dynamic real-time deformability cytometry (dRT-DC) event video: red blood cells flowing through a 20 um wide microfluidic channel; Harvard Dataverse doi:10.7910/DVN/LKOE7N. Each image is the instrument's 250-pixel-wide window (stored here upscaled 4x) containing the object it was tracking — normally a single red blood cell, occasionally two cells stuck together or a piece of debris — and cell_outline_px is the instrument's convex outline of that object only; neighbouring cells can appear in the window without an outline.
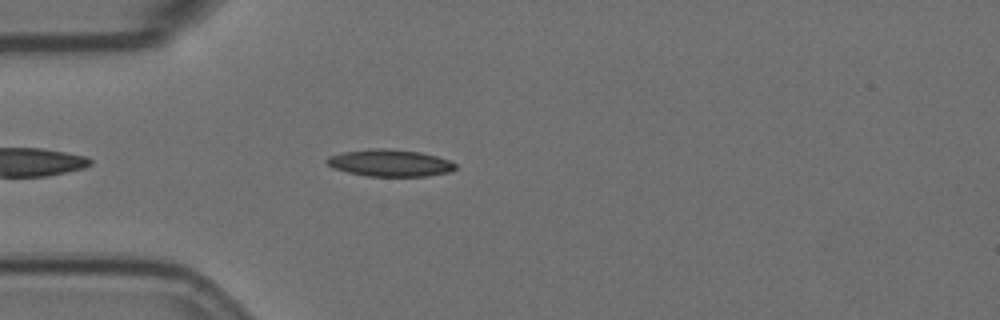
{"species": "Egyptian fruit bat (a non-hibernating species)", "species_latin": "Rousettus aegyptiacus", "temperature_condition": "room temperature", "stored_images_in_passage": 45, "camera_frame_rate_fps": 3000, "um_per_image_px": 0.085, "animal": {"sex": "female"}, "frame": {"image": 1, "passage_image": 5, "time_ms": 1.333, "image_size_px": [1000, 320], "cell_outline_px": [[456, 168], [448, 172], [424, 176], [368, 176], [348, 172], [332, 168], [324, 160], [328, 156], [344, 152], [372, 148], [384, 148], [420, 152], [436, 156], [448, 160], [456, 164]], "centroid_in_image_um": [33.1, 13.85], "position_along_channel_um": 51.9, "area_um2": 20.06}}
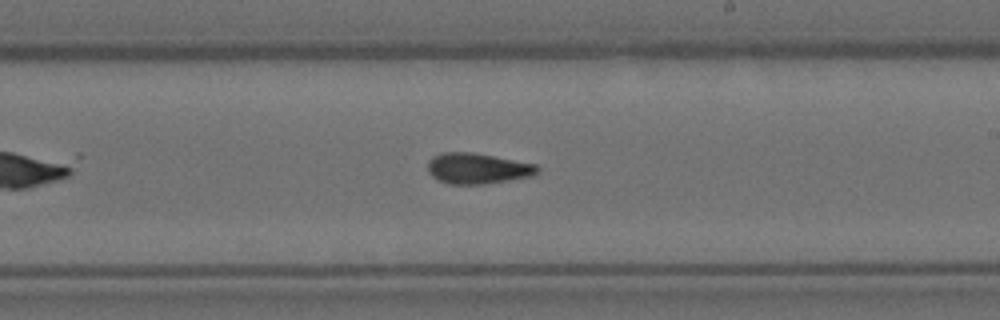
{"frame": {"image": 2, "passage_image": 22, "time_ms": 7.0, "image_size_px": [1000, 320], "cell_outline_px": [[540, 168], [532, 176], [484, 184], [448, 184], [436, 180], [428, 172], [428, 160], [432, 156], [444, 152], [472, 152], [536, 164]], "centroid_in_image_um": [40.54, 14.32], "position_along_channel_um": 248.5, "area_um2": 19.65}}
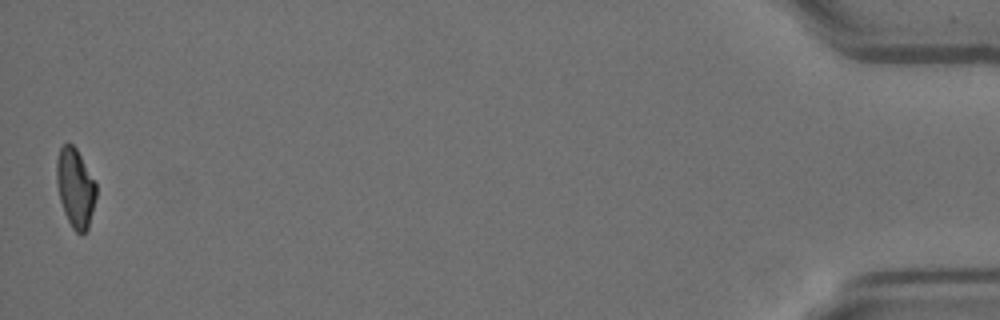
{"frame": {"image": 3, "passage_image": 45, "time_ms": 14.667, "image_size_px": [1000, 320], "cell_outline_px": [[96, 196], [88, 228], [80, 236], [72, 228], [64, 212], [60, 200], [56, 184], [56, 160], [60, 148], [64, 144], [72, 144], [76, 148], [96, 184]], "centroid_in_image_um": [6.38, 15.98], "position_along_channel_um": 428.8, "area_um2": 18.09}, "authors_computed_cell_mechanics": {"area_um2": 19.2474, "velocity_mm_per_s": 3.6076, "shape_relaxation_time_tau1_ms": null, "shape_relaxation_time_tau2_ms": 5.017, "deformation_change_tau1": null, "deformation_change_tau2": 0.1237}}